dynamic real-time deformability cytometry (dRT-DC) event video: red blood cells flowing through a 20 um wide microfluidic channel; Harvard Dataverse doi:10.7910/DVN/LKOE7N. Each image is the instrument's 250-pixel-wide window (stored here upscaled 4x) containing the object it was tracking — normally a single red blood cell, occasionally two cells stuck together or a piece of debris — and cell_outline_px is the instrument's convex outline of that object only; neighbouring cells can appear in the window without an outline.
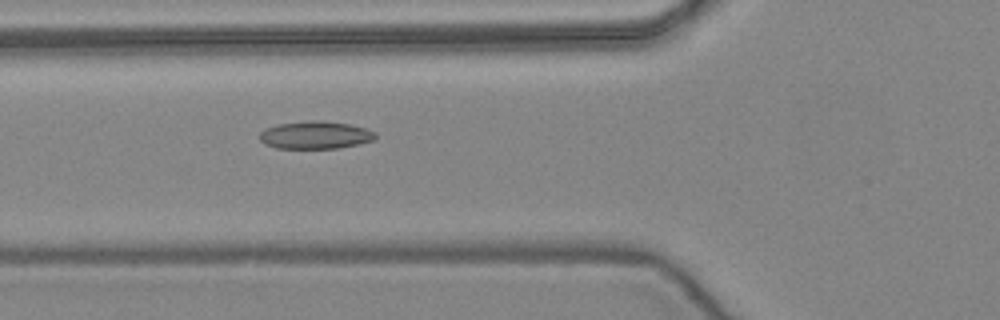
{"species": "common noctule bat (a hibernating species)", "species_latin": "Nyctalus noctula", "temperature_condition": "warm", "stored_images_in_passage": 52, "camera_frame_rate_fps": 3000, "um_per_image_px": 0.085, "animal": {"sex": "female", "body_mass_g": 24.6, "forearm_length_mm": 56.2}, "frame": {"image": 1, "passage_image": 19, "time_ms": 6.0, "image_size_px": [1000, 320], "cell_outline_px": [[376, 140], [360, 144], [336, 148], [276, 148], [264, 144], [260, 140], [260, 132], [276, 124], [312, 120], [320, 120], [348, 124], [364, 128], [376, 132]], "centroid_in_image_um": [26.82, 11.48], "position_along_channel_um": 99.0, "area_um2": 18.67}}
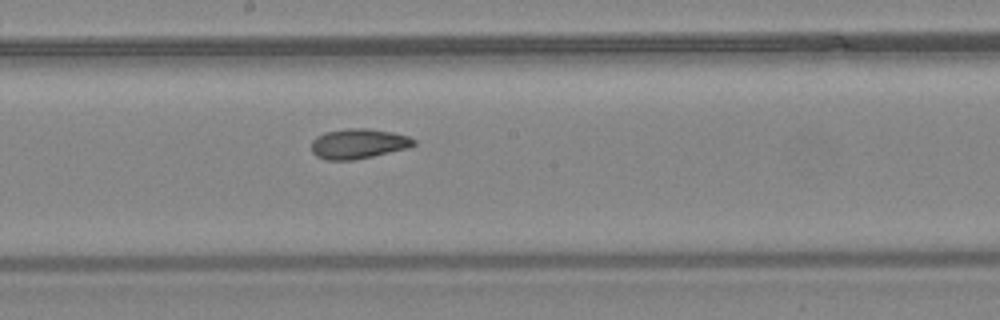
{"frame": {"image": 2, "passage_image": 28, "time_ms": 9.0, "image_size_px": [1000, 320], "cell_outline_px": [[416, 144], [408, 148], [372, 156], [352, 160], [324, 160], [316, 156], [312, 152], [312, 140], [316, 136], [324, 132], [348, 128], [368, 128], [392, 132], [408, 136], [416, 140]], "centroid_in_image_um": [30.44, 12.21], "position_along_channel_um": 217.8, "area_um2": 17.98}}
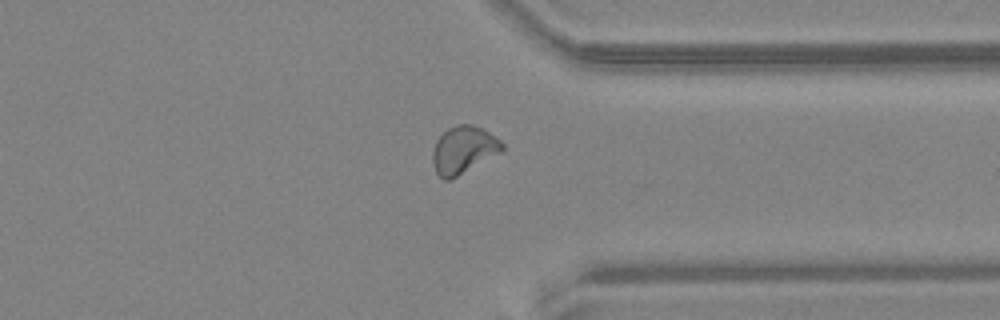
{"frame": {"image": 3, "passage_image": 40, "time_ms": 13.0, "image_size_px": [1000, 320], "cell_outline_px": [[504, 148], [500, 152], [452, 180], [444, 180], [436, 172], [432, 164], [432, 152], [436, 140], [448, 128], [456, 124], [472, 124], [488, 132], [500, 140], [504, 144]], "centroid_in_image_um": [39.37, 12.75], "position_along_channel_um": 372.0, "area_um2": 19.19}, "authors_computed_cell_mechanics": {"area_um2": 18.3804, "velocity_mm_per_s": 3.9389, "shape_relaxation_time_tau1_ms": null, "shape_relaxation_time_tau2_ms": 2.1803, "deformation_change_tau1": null, "deformation_change_tau2": 0.0734}}